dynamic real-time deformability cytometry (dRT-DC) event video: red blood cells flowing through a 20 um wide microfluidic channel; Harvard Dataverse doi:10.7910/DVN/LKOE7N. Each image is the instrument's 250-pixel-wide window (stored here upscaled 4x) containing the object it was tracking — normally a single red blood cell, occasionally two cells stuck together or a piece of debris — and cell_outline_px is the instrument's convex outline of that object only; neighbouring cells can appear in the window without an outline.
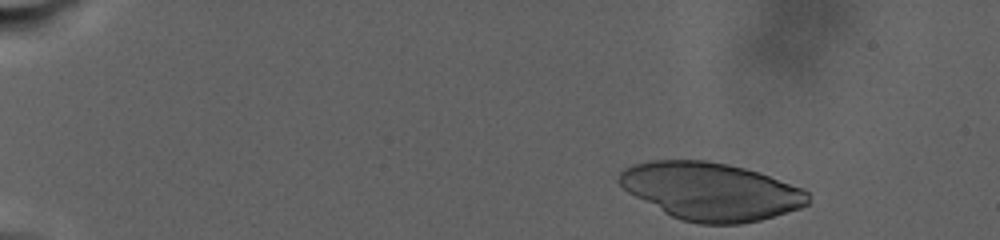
{"species": "human", "species_latin": "Homo sapiens", "temperature_condition": "warm", "stored_images_in_passage": 94, "camera_frame_rate_fps": 3000, "um_per_image_px": 0.085, "donor": {"sex": "male"}, "frame": {"image": 1, "passage_image": 2, "time_ms": 0.333, "image_size_px": [1000, 240], "cell_outline_px": [[808, 204], [800, 208], [760, 220], [740, 224], [700, 224], [680, 220], [664, 212], [628, 192], [616, 180], [620, 172], [624, 168], [632, 164], [652, 160], [708, 160], [728, 164], [744, 168], [768, 176], [800, 188], [808, 192]], "centroid_in_image_um": [60.38, 16.26], "position_along_channel_um": 24.6, "area_um2": 63.06}}